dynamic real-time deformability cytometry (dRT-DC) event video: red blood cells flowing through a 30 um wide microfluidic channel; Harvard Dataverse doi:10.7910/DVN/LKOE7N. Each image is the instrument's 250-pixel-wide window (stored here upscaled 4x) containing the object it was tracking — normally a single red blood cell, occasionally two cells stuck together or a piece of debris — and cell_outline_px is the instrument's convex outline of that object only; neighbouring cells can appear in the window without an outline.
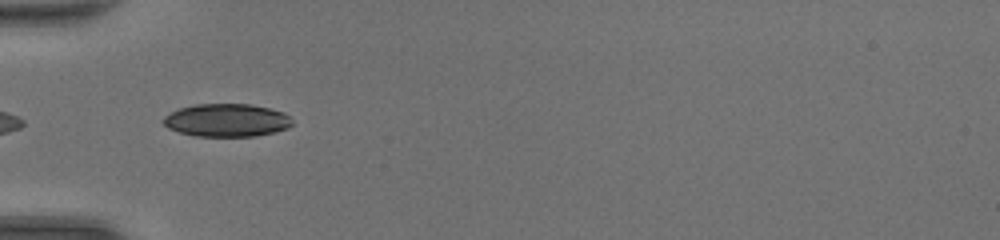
{"species": "common noctule bat (a hibernating species)", "species_latin": "Nyctalus noctula", "temperature_condition": "room temperature", "stored_images_in_passage": 20, "camera_frame_rate_fps": 3000, "um_per_image_px": 0.085, "animal": {"sex": "female", "body_mass_g": 20.0, "forearm_length_mm": 54.0}, "frame": {"image": 1, "passage_image": 18, "time_ms": 5.667, "image_size_px": [1000, 240], "cell_outline_px": [[292, 124], [288, 128], [276, 132], [256, 136], [196, 136], [180, 132], [168, 128], [160, 120], [164, 116], [180, 108], [196, 104], [252, 104], [284, 112], [292, 120]], "centroid_in_image_um": [19.28, 10.22], "position_along_channel_um": 65.7, "area_um2": 24.8}}